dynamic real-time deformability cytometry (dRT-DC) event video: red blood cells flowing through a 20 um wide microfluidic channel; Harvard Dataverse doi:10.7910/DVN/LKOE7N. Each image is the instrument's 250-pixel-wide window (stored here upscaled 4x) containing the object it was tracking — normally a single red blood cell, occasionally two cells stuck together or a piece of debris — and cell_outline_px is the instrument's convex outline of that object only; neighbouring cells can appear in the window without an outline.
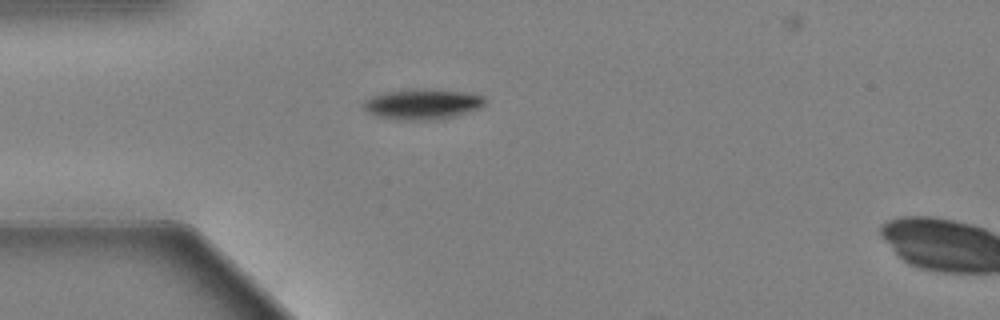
{"species": "Egyptian fruit bat (a non-hibernating species)", "species_latin": "Rousettus aegyptiacus", "temperature_condition": "warm", "stored_images_in_passage": 41, "camera_frame_rate_fps": 3000, "um_per_image_px": 0.085, "animal": {"sex": "female"}, "frame": {"image": 1, "passage_image": 1, "time_ms": 0.0, "image_size_px": [1000, 320], "cell_outline_px": [[488, 100], [480, 108], [456, 116], [436, 120], [400, 120], [376, 116], [368, 112], [364, 108], [364, 100], [372, 96], [384, 92], [416, 88], [464, 92], [484, 96]], "centroid_in_image_um": [35.93, 8.86], "position_along_channel_um": 49.1, "area_um2": 21.68}}
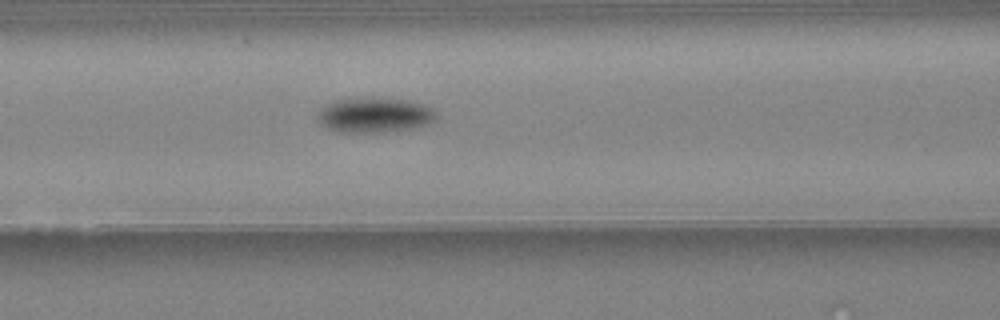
{"frame": {"image": 2, "passage_image": 9, "time_ms": 2.667, "image_size_px": [1000, 320], "cell_outline_px": [[436, 116], [432, 120], [424, 124], [412, 128], [384, 132], [336, 132], [320, 124], [316, 116], [320, 108], [324, 104], [332, 100], [364, 96], [372, 96], [408, 100], [436, 108]], "centroid_in_image_um": [31.76, 9.74], "position_along_channel_um": 134.8, "area_um2": 24.8}}
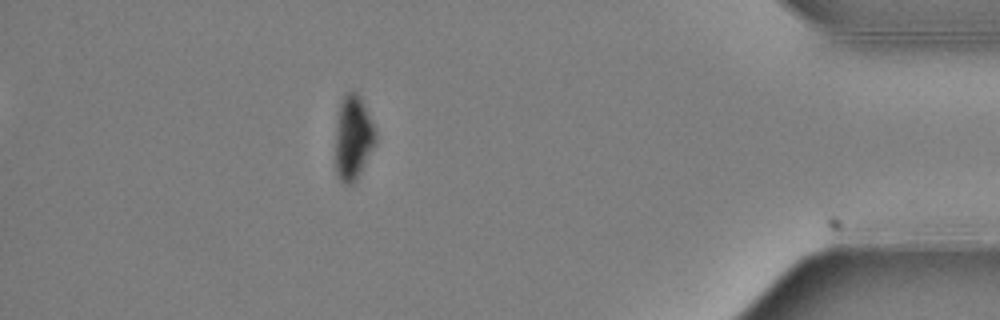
{"frame": {"image": 3, "passage_image": 35, "time_ms": 11.333, "image_size_px": [1000, 320], "cell_outline_px": [[376, 140], [356, 180], [352, 184], [344, 184], [340, 180], [336, 172], [336, 128], [340, 100], [352, 88], [360, 96], [376, 128]], "centroid_in_image_um": [30.01, 11.66], "position_along_channel_um": 405.2, "area_um2": 19.65}, "authors_computed_cell_mechanics": {"area_um2": 22.4264, "velocity_mm_per_s": 3.6646, "shape_relaxation_time_tau1_ms": 1.9353, "shape_relaxation_time_tau2_ms": null, "deformation_change_tau1": 0.1572, "deformation_change_tau2": null}}